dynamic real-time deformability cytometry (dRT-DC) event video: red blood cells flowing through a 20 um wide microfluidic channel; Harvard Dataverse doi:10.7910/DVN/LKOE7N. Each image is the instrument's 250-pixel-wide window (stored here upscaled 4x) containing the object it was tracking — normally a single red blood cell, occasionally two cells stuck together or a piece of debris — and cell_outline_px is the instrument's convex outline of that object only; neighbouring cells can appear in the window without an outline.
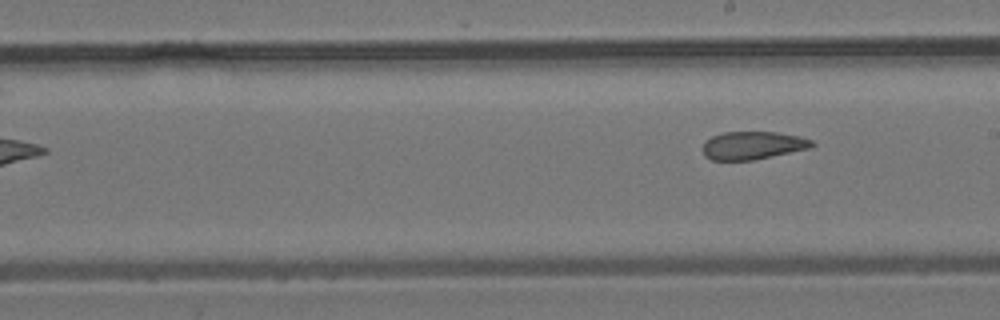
{"species": "common noctule bat (a hibernating species)", "species_latin": "Nyctalus noctula", "temperature_condition": "room temperature", "stored_images_in_passage": 9, "segment_of_instrument_passage": [2, 2], "camera_frame_rate_fps": 3000, "um_per_image_px": 0.085, "animal": {"sex": "male", "body_mass_g": 19.2, "forearm_length_mm": 51.8}, "frame": {"image": 1, "passage_image": 9, "time_ms": 10.0, "image_size_px": [1000, 320], "cell_outline_px": [[816, 144], [812, 148], [752, 160], [712, 160], [704, 156], [704, 140], [712, 136], [724, 132], [776, 132], [800, 136], [812, 140]], "centroid_in_image_um": [64.01, 12.35], "position_along_channel_um": 225.0, "area_um2": 17.86}}